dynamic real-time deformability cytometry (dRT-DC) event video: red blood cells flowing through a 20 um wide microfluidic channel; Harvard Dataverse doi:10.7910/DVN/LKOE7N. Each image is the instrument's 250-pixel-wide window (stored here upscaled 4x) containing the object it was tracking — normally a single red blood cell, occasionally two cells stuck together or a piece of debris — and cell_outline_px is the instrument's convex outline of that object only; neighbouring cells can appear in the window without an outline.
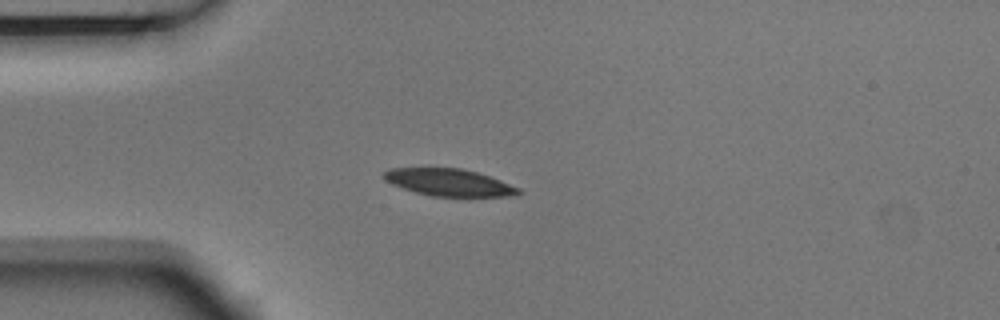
{"species": "Egyptian fruit bat (a non-hibernating species)", "species_latin": "Rousettus aegyptiacus", "temperature_condition": "room temperature", "stored_images_in_passage": 4, "camera_frame_rate_fps": 3000, "um_per_image_px": 0.085, "animal": {"sex": "male"}, "frame": {"image": 1, "passage_image": 1, "time_ms": 0.0, "image_size_px": [1000, 320], "cell_outline_px": [[524, 192], [516, 196], [432, 196], [416, 192], [392, 184], [384, 180], [384, 172], [388, 168], [460, 168], [476, 172], [500, 180], [520, 188]], "centroid_in_image_um": [38.19, 15.51], "position_along_channel_um": 46.8, "area_um2": 21.15}}
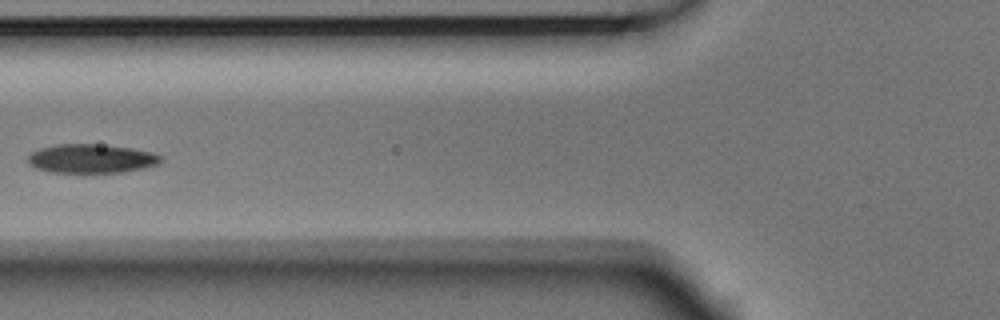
{"frame": {"image": 2, "passage_image": 3, "time_ms": 0.667, "image_size_px": [1000, 320], "cell_outline_px": [[164, 160], [160, 164], [144, 168], [124, 172], [48, 172], [36, 168], [28, 164], [28, 156], [32, 152], [40, 148], [56, 144], [96, 144], [132, 148], [152, 152], [164, 156]], "centroid_in_image_um": [7.81, 13.48], "position_along_channel_um": 118.0, "area_um2": 22.6}}
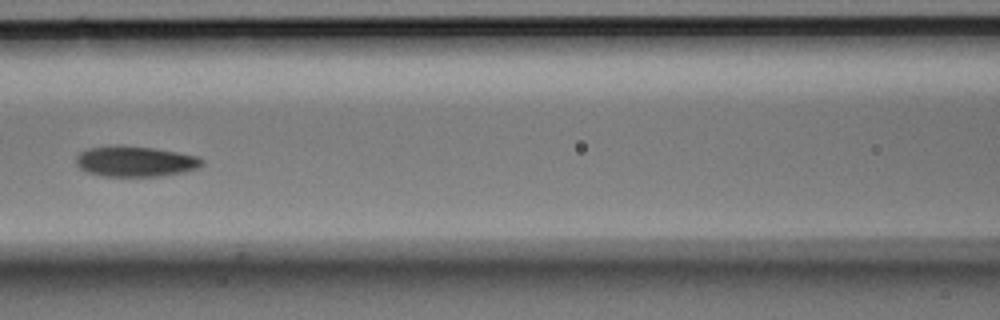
{"frame": {"image": 3, "passage_image": 4, "time_ms": 1.0, "image_size_px": [1000, 320], "cell_outline_px": [[204, 164], [200, 168], [184, 172], [160, 176], [100, 176], [88, 172], [80, 168], [76, 164], [76, 156], [80, 152], [88, 148], [152, 148], [200, 156], [204, 160]], "centroid_in_image_um": [11.58, 13.76], "position_along_channel_um": 155.0, "area_um2": 21.79}}